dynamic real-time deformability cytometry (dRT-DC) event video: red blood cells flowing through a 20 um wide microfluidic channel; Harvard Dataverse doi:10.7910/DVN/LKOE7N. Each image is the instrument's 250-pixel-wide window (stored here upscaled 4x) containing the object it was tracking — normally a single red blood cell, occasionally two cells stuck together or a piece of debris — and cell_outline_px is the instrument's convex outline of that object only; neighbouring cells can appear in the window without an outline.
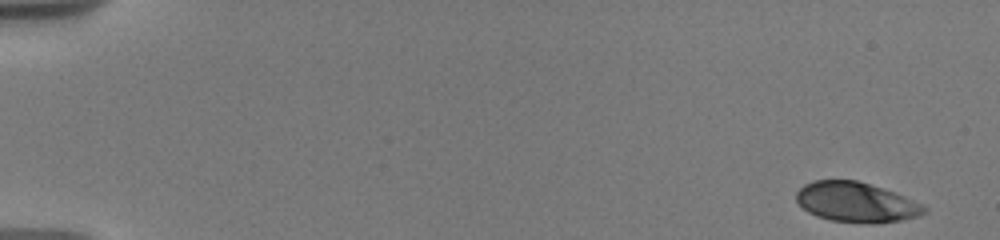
{"species": "human", "species_latin": "Homo sapiens", "temperature_condition": "warm", "stored_images_in_passage": 20, "camera_frame_rate_fps": 3000, "um_per_image_px": 0.085, "donor": {"sex": "male"}, "frame": {"image": 1, "passage_image": 1, "time_ms": 0.0, "image_size_px": [1000, 240], "cell_outline_px": [[928, 212], [916, 216], [900, 220], [872, 224], [832, 220], [816, 216], [808, 212], [796, 200], [796, 192], [804, 184], [812, 180], [856, 180], [904, 196], [928, 208]], "centroid_in_image_um": [72.74, 17.19], "position_along_channel_um": 12.3, "area_um2": 29.42}}
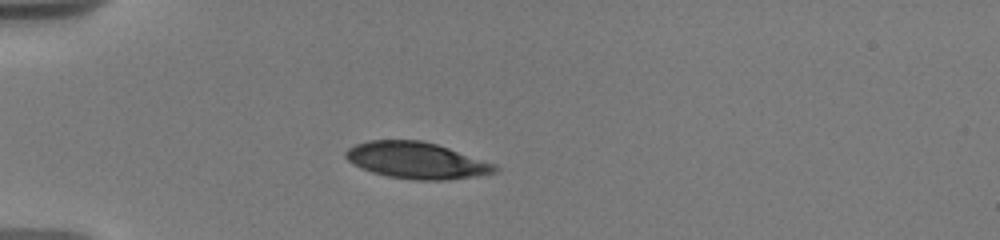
{"frame": {"image": 2, "passage_image": 14, "time_ms": 4.667, "image_size_px": [1000, 240], "cell_outline_px": [[500, 168], [496, 172], [476, 176], [448, 180], [416, 180], [388, 176], [372, 172], [348, 160], [344, 156], [344, 152], [348, 148], [356, 144], [368, 140], [420, 140], [436, 144], [496, 164]], "centroid_in_image_um": [35.42, 13.63], "position_along_channel_um": 49.6, "area_um2": 31.5}}